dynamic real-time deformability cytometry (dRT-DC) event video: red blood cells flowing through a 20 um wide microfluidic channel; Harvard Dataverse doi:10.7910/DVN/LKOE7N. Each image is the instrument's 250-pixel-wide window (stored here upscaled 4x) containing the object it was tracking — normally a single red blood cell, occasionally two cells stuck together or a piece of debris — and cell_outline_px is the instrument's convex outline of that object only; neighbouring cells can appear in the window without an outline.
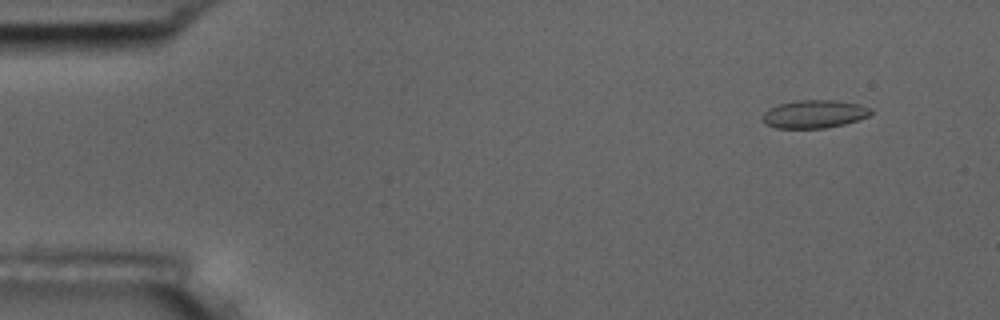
{"species": "common noctule bat (a hibernating species)", "species_latin": "Nyctalus noctula", "temperature_condition": "room temperature", "stored_images_in_passage": 55, "camera_frame_rate_fps": 3000, "um_per_image_px": 0.085, "animal": {"sex": "male", "body_mass_g": 17.5, "forearm_length_mm": 52.3}, "frame": {"image": 1, "passage_image": 5, "time_ms": 1.333, "image_size_px": [1000, 320], "cell_outline_px": [[872, 112], [868, 116], [844, 124], [824, 128], [776, 128], [764, 124], [764, 112], [768, 108], [780, 104], [796, 100], [836, 100], [860, 104], [872, 108]], "centroid_in_image_um": [69.22, 9.69], "position_along_channel_um": 15.8, "area_um2": 17.69}}
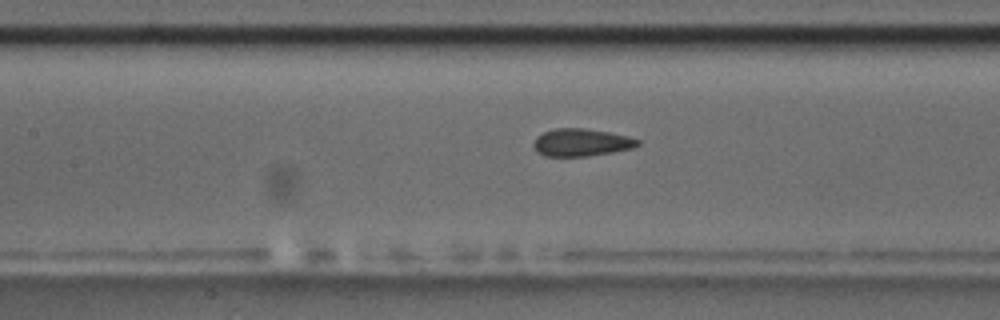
{"frame": {"image": 2, "passage_image": 25, "time_ms": 8.0, "image_size_px": [1000, 320], "cell_outline_px": [[640, 144], [632, 148], [612, 152], [588, 156], [544, 156], [536, 152], [532, 144], [536, 136], [544, 132], [556, 128], [584, 128], [608, 132], [628, 136], [640, 140]], "centroid_in_image_um": [49.38, 12.11], "position_along_channel_um": 158.0, "area_um2": 16.76}}
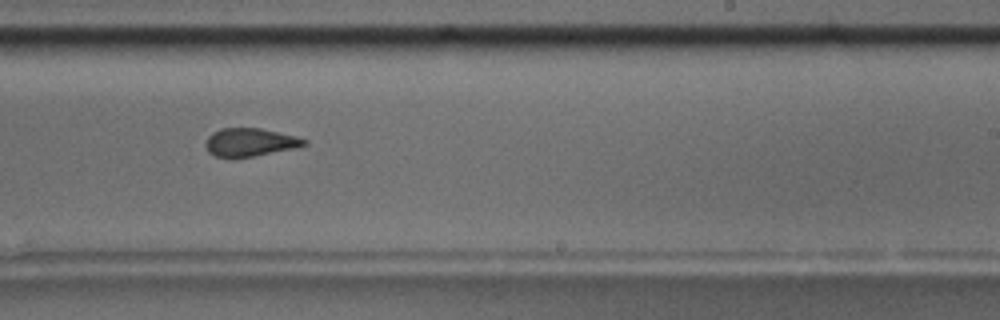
{"frame": {"image": 3, "passage_image": 34, "time_ms": 11.0, "image_size_px": [1000, 320], "cell_outline_px": [[308, 144], [296, 148], [252, 156], [216, 156], [208, 152], [204, 144], [208, 136], [212, 132], [220, 128], [260, 128], [296, 136], [308, 140]], "centroid_in_image_um": [21.26, 12.07], "position_along_channel_um": 267.7, "area_um2": 16.01}, "authors_computed_cell_mechanics": {"area_um2": 17.34, "velocity_mm_per_s": 3.6753, "shape_relaxation_time_tau1_ms": null, "shape_relaxation_time_tau2_ms": 1.714, "deformation_change_tau1": null, "deformation_change_tau2": 0.0877}}